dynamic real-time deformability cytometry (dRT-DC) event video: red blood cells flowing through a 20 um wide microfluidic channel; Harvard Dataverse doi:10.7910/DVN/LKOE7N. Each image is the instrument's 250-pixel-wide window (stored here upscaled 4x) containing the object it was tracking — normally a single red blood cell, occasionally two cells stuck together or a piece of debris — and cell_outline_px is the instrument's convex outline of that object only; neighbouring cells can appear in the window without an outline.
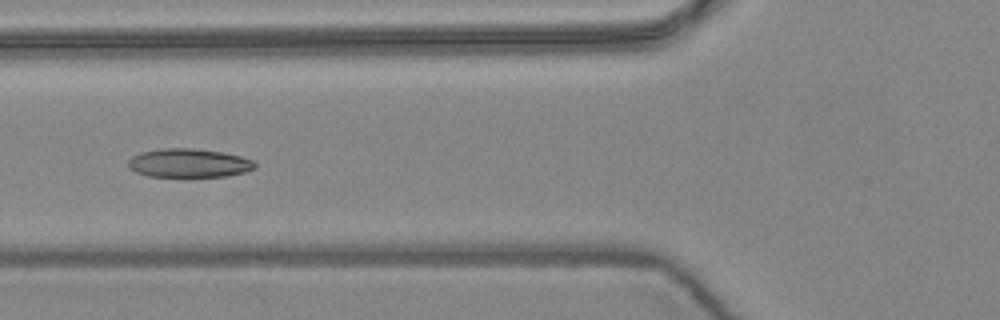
{"species": "common noctule bat (a hibernating species)", "species_latin": "Nyctalus noctula", "temperature_condition": "warm", "stored_images_in_passage": 4, "camera_frame_rate_fps": 3000, "um_per_image_px": 0.085, "animal": {"sex": "female", "body_mass_g": 24.6, "forearm_length_mm": 56.2}, "frame": {"image": 1, "passage_image": 2, "time_ms": 0.333, "image_size_px": [1000, 320], "cell_outline_px": [[256, 168], [244, 172], [228, 176], [148, 176], [136, 172], [128, 168], [128, 160], [132, 156], [140, 152], [164, 148], [192, 148], [224, 152], [240, 156], [252, 160], [256, 164]], "centroid_in_image_um": [16.04, 13.85], "position_along_channel_um": 109.8, "area_um2": 21.21}}
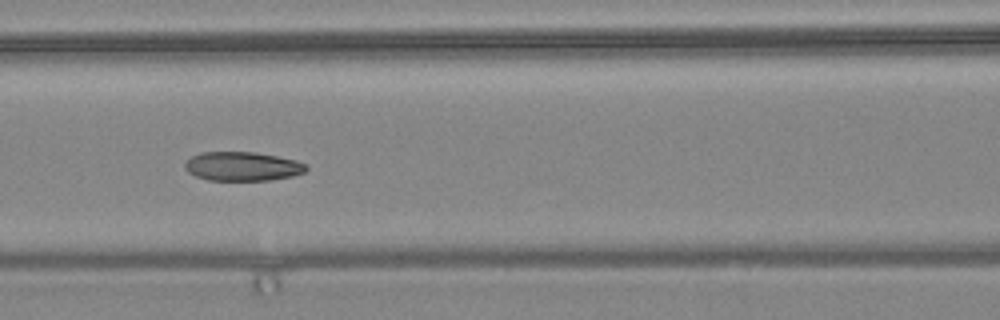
{"frame": {"image": 2, "passage_image": 3, "time_ms": 0.667, "image_size_px": [1000, 320], "cell_outline_px": [[308, 168], [304, 172], [292, 176], [272, 180], [208, 180], [196, 176], [188, 172], [184, 168], [184, 164], [192, 156], [200, 152], [256, 152], [296, 160], [304, 164]], "centroid_in_image_um": [20.59, 14.14], "position_along_channel_um": 146.0, "area_um2": 20.46}}
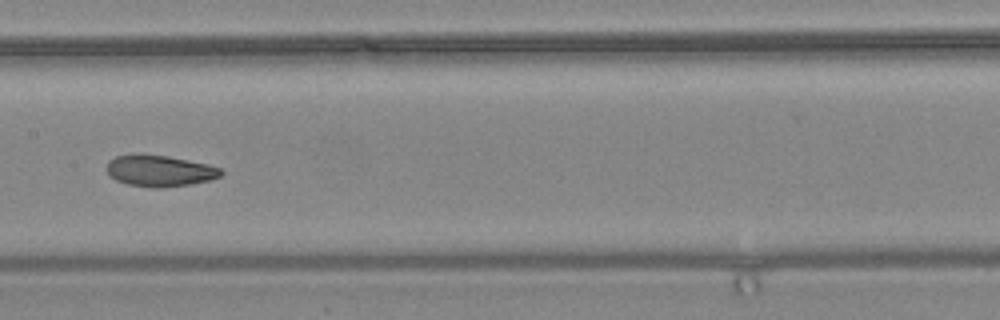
{"frame": {"image": 3, "passage_image": 4, "time_ms": 1.0, "image_size_px": [1000, 320], "cell_outline_px": [[224, 172], [220, 176], [208, 180], [188, 184], [160, 188], [156, 188], [128, 184], [116, 180], [108, 176], [104, 168], [108, 160], [116, 156], [140, 152], [168, 156], [208, 164], [220, 168]], "centroid_in_image_um": [13.49, 14.49], "position_along_channel_um": 193.9, "area_um2": 21.21}}